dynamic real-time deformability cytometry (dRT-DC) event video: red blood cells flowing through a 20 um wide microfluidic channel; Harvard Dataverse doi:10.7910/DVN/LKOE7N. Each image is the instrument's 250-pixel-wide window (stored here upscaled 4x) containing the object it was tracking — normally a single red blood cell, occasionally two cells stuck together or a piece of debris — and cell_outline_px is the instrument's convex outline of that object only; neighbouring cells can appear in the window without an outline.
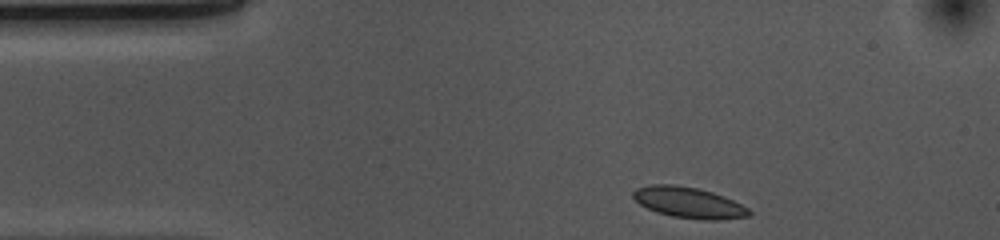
{"species": "common noctule bat (a hibernating species)", "species_latin": "Nyctalus noctula", "temperature_condition": "cold", "stored_images_in_passage": 35, "camera_frame_rate_fps": 3000, "um_per_image_px": 0.085, "animal": {"sex": "female", "body_mass_g": 10.0, "forearm_length_mm": 53.1}, "frame": {"image": 1, "passage_image": 1, "time_ms": 0.0, "image_size_px": [1000, 240], "cell_outline_px": [[752, 212], [748, 216], [716, 220], [704, 220], [672, 216], [656, 212], [640, 204], [632, 196], [632, 192], [636, 188], [652, 184], [672, 184], [700, 188], [724, 196], [748, 208]], "centroid_in_image_um": [58.52, 17.21], "position_along_channel_um": 26.5, "area_um2": 20.81}}
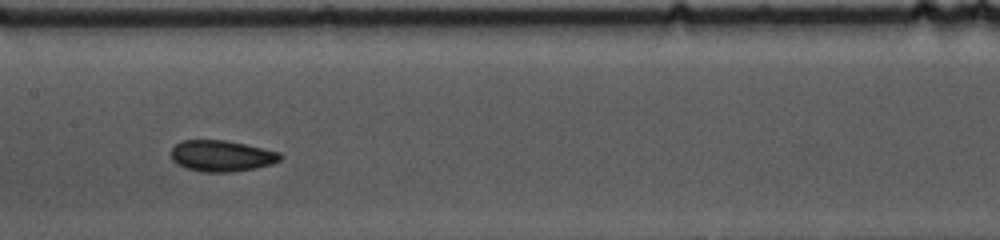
{"frame": {"image": 2, "passage_image": 18, "time_ms": 5.667, "image_size_px": [1000, 240], "cell_outline_px": [[284, 156], [280, 160], [272, 164], [256, 168], [232, 172], [200, 172], [176, 164], [172, 160], [172, 148], [180, 140], [224, 140], [244, 144], [280, 152]], "centroid_in_image_um": [18.84, 13.26], "position_along_channel_um": 188.6, "area_um2": 19.88}}
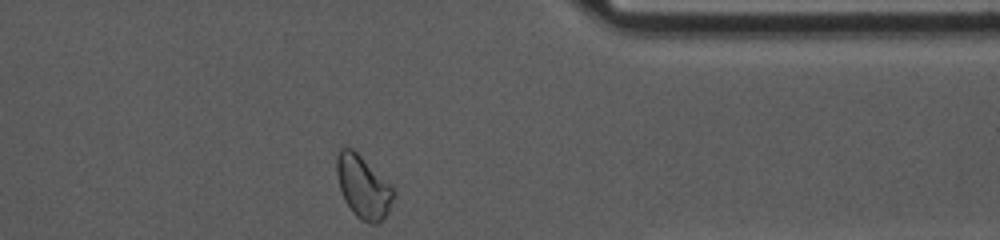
{"frame": {"image": 3, "passage_image": 35, "time_ms": 11.333, "image_size_px": [1000, 240], "cell_outline_px": [[396, 192], [388, 212], [384, 220], [376, 224], [372, 224], [360, 220], [352, 212], [344, 200], [340, 188], [336, 172], [336, 156], [340, 148], [344, 144], [352, 148]], "centroid_in_image_um": [30.83, 15.91], "position_along_channel_um": 380.6, "area_um2": 20.58}, "authors_computed_cell_mechanics": {"area_um2": 19.5942, "velocity_mm_per_s": 3.6589, "shape_relaxation_time_tau1_ms": 8.0092, "shape_relaxation_time_tau2_ms": 4.1785, "deformation_change_tau1": 0.1182, "deformation_change_tau2": 0.0556}}